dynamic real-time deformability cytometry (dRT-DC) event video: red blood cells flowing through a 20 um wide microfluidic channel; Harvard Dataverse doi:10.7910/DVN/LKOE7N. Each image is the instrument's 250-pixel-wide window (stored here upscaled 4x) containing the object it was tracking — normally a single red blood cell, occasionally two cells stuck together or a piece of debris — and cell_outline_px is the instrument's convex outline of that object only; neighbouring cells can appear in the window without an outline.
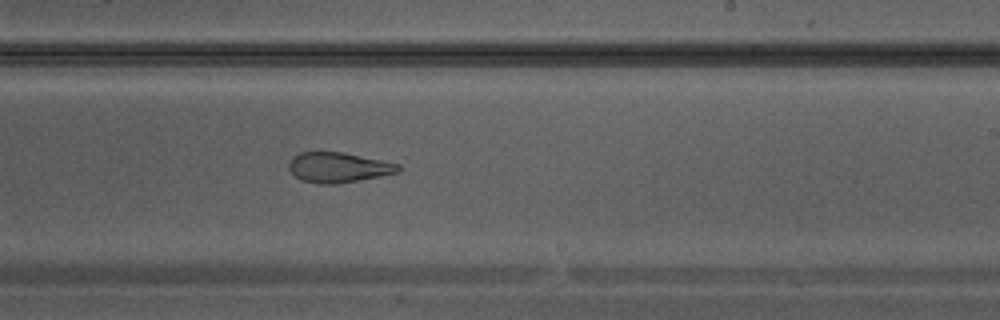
{"species": "Egyptian fruit bat (a non-hibernating species)", "species_latin": "Rousettus aegyptiacus", "temperature_condition": "warm", "stored_images_in_passage": 30, "camera_frame_rate_fps": 3000, "um_per_image_px": 0.085, "animal": {"sex": "male"}, "frame": {"image": 1, "passage_image": 22, "time_ms": 7.0, "image_size_px": [1000, 320], "cell_outline_px": [[400, 172], [380, 176], [336, 184], [316, 184], [300, 180], [288, 168], [288, 164], [292, 156], [300, 152], [344, 152], [400, 164]], "centroid_in_image_um": [28.74, 14.23], "position_along_channel_um": 260.3, "area_um2": 19.31}}